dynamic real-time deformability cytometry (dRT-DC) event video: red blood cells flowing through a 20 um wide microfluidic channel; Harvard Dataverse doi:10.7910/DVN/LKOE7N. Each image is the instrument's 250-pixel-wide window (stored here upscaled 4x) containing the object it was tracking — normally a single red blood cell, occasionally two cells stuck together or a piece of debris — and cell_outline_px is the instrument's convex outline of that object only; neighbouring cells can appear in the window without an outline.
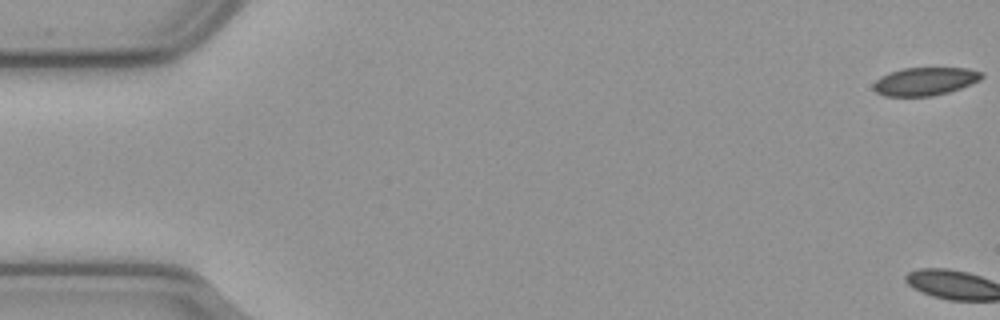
{"species": "common noctule bat (a hibernating species)", "species_latin": "Nyctalus noctula", "temperature_condition": "cold", "stored_images_in_passage": 3, "camera_frame_rate_fps": 3000, "um_per_image_px": 0.085, "animal": {"sex": "male", "body_mass_g": 23.1, "forearm_length_mm": 52.7}, "frame": {"image": 1, "passage_image": 1, "time_ms": 0.0, "image_size_px": [1000, 320], "cell_outline_px": [[984, 76], [980, 80], [972, 84], [948, 92], [932, 96], [884, 96], [876, 92], [872, 88], [872, 84], [880, 76], [888, 72], [904, 68], [968, 68], [984, 72]], "centroid_in_image_um": [78.62, 6.91], "position_along_channel_um": 6.4, "area_um2": 17.92}}